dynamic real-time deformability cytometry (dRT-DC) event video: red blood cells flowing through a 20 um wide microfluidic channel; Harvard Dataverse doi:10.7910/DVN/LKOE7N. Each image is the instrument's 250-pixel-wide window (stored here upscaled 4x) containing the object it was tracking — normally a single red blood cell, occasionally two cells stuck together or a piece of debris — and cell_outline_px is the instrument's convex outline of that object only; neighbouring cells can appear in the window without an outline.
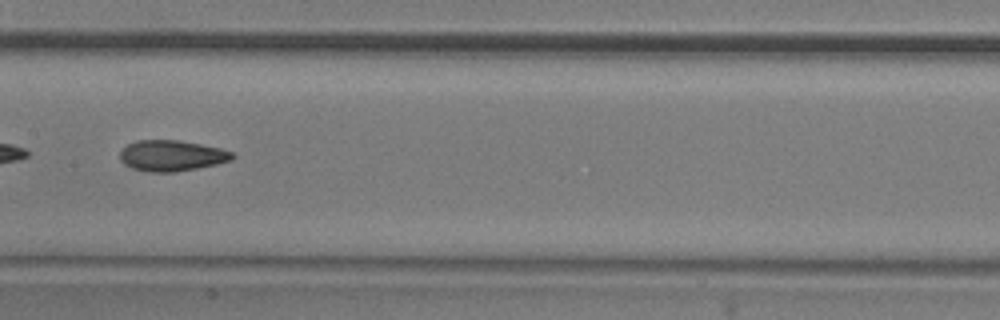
{"species": "common noctule bat (a hibernating species)", "species_latin": "Nyctalus noctula", "temperature_condition": "room temperature", "stored_images_in_passage": 52, "camera_frame_rate_fps": 3000, "um_per_image_px": 0.085, "animal": {"sex": "male", "body_mass_g": 20.5, "forearm_length_mm": 52.5}, "frame": {"image": 1, "passage_image": 26, "time_ms": 8.333, "image_size_px": [1000, 320], "cell_outline_px": [[236, 156], [232, 160], [216, 164], [176, 172], [148, 172], [132, 168], [124, 164], [120, 160], [120, 152], [128, 144], [136, 140], [180, 140], [220, 148], [236, 152]], "centroid_in_image_um": [14.62, 13.23], "position_along_channel_um": 192.8, "area_um2": 20.35}}
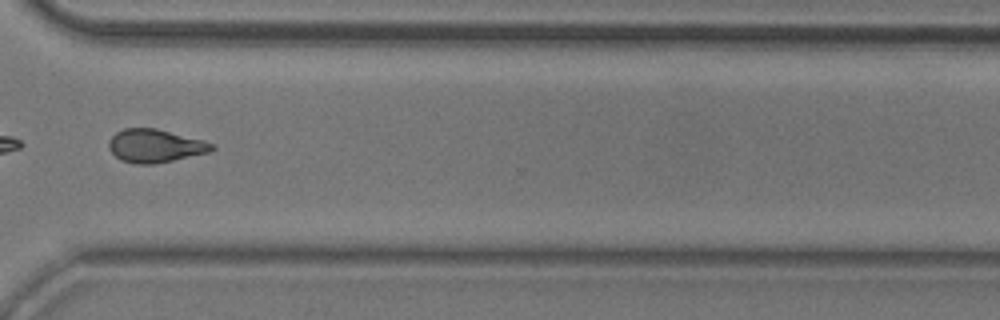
{"frame": {"image": 2, "passage_image": 39, "time_ms": 12.667, "image_size_px": [1000, 320], "cell_outline_px": [[216, 148], [208, 152], [172, 160], [152, 164], [136, 164], [120, 160], [108, 148], [108, 140], [116, 132], [124, 128], [156, 128], [204, 140], [216, 144]], "centroid_in_image_um": [13.18, 12.38], "position_along_channel_um": 357.4, "area_um2": 19.94}}
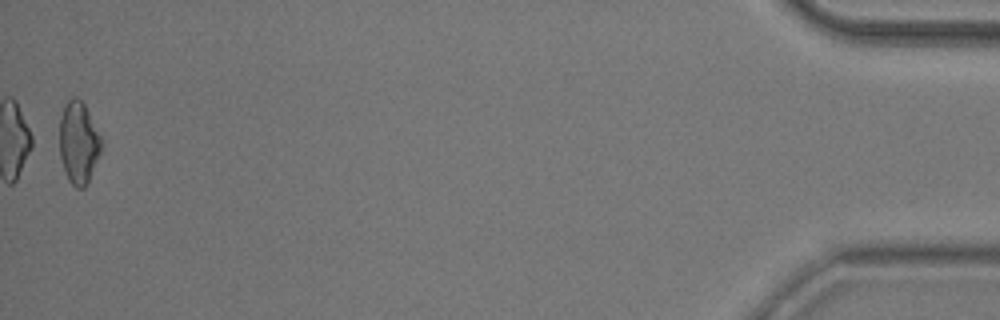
{"frame": {"image": 3, "passage_image": 52, "time_ms": 17.0, "image_size_px": [1000, 320], "cell_outline_px": [[104, 144], [88, 184], [84, 188], [76, 188], [68, 180], [60, 156], [60, 116], [64, 104], [72, 96], [76, 96], [84, 104], [104, 140]], "centroid_in_image_um": [6.71, 12.12], "position_along_channel_um": 428.5, "area_um2": 20.4}, "authors_computed_cell_mechanics": {"area_um2": 20.0855, "velocity_mm_per_s": 3.8157, "shape_relaxation_time_tau1_ms": 6.5506, "shape_relaxation_time_tau2_ms": 2.4027, "deformation_change_tau1": 0.1454, "deformation_change_tau2": 0.0977}}